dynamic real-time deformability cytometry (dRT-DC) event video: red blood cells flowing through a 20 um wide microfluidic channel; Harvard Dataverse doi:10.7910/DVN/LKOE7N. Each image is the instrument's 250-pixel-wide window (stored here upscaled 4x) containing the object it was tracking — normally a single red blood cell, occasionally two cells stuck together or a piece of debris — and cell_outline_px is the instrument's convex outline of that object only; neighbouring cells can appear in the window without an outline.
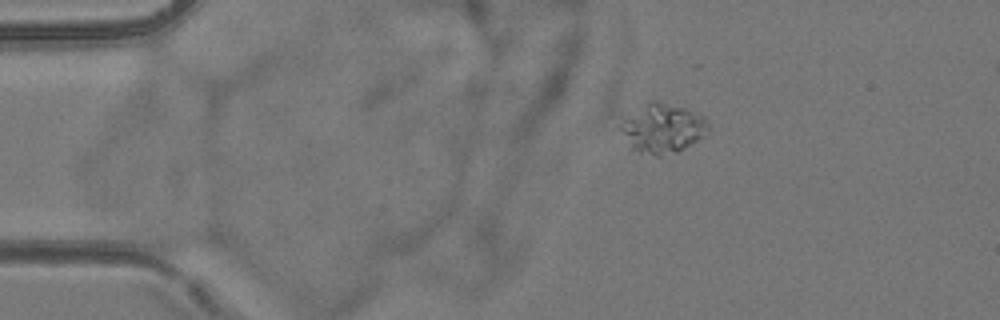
{"species": "common noctule bat (a hibernating species)", "species_latin": "Nyctalus noctula", "temperature_condition": "room temperature", "stored_images_in_passage": 4, "camera_frame_rate_fps": 3000, "um_per_image_px": 0.085, "animal": {"sex": "female", "body_mass_g": 24.6, "forearm_length_mm": 56.2}, "frame": {"image": 1, "passage_image": 1, "time_ms": 0.0, "image_size_px": [1000, 320], "cell_outline_px": [[708, 132], [684, 148], [676, 152], [660, 156], [656, 156], [640, 152], [632, 148], [616, 128], [616, 124], [620, 116], [648, 100], [656, 100], [684, 108], [704, 116], [708, 120]], "centroid_in_image_um": [56.19, 10.86], "position_along_channel_um": 28.8, "area_um2": 25.95}}
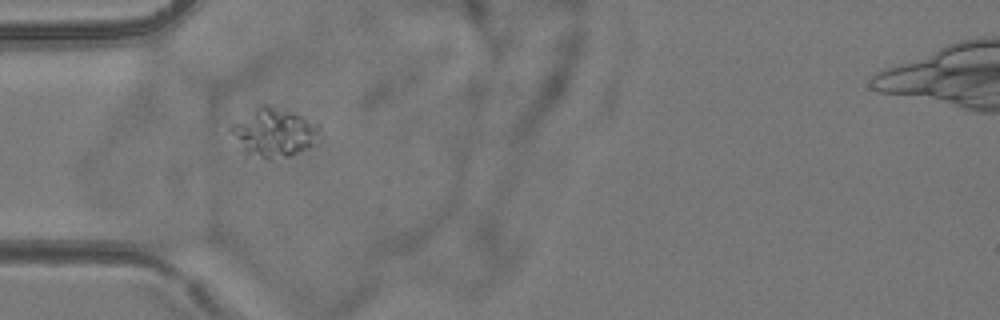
{"frame": {"image": 2, "passage_image": 3, "time_ms": 2.333, "image_size_px": [1000, 320], "cell_outline_px": [[320, 140], [288, 156], [268, 160], [244, 152], [228, 128], [232, 124], [260, 104], [268, 104], [292, 112], [320, 124]], "centroid_in_image_um": [23.3, 11.24], "position_along_channel_um": 61.7, "area_um2": 24.97}}